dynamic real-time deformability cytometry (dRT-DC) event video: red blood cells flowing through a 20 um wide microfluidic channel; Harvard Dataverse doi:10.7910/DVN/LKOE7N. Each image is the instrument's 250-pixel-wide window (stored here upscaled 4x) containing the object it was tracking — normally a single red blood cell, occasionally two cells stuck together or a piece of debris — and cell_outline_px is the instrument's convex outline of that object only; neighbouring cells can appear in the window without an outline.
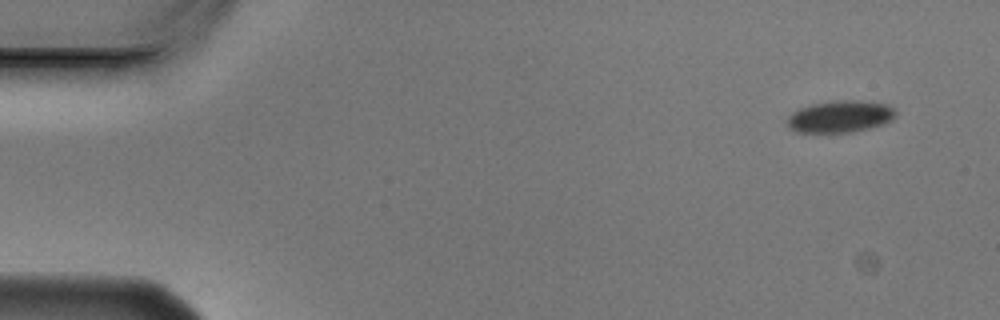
{"species": "Egyptian fruit bat (a non-hibernating species)", "species_latin": "Rousettus aegyptiacus", "temperature_condition": "cold", "stored_images_in_passage": 7, "camera_frame_rate_fps": 3000, "um_per_image_px": 0.085, "animal": {"sex": "male"}, "frame": {"image": 1, "passage_image": 1, "time_ms": 0.0, "image_size_px": [1000, 320], "cell_outline_px": [[896, 116], [892, 120], [884, 124], [852, 132], [796, 132], [788, 124], [788, 116], [792, 112], [800, 108], [812, 104], [844, 100], [888, 104], [896, 112]], "centroid_in_image_um": [71.43, 9.92], "position_along_channel_um": 13.6, "area_um2": 19.77}}
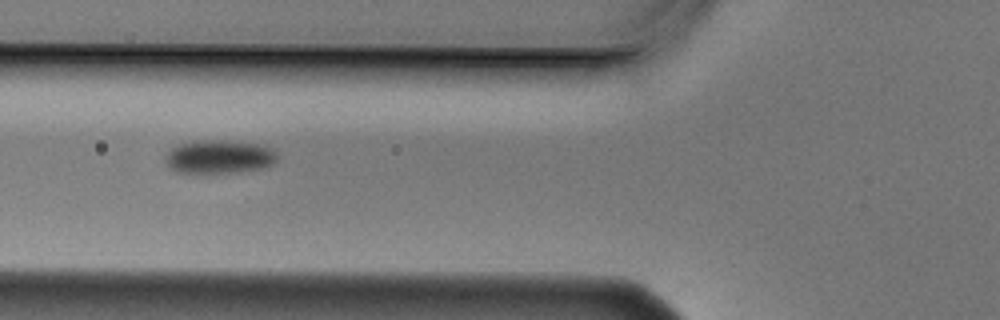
{"frame": {"image": 2, "passage_image": 6, "time_ms": 1.667, "image_size_px": [1000, 320], "cell_outline_px": [[280, 156], [272, 164], [264, 168], [240, 172], [176, 172], [168, 168], [164, 160], [164, 156], [172, 148], [180, 144], [204, 140], [224, 140], [256, 144], [272, 148]], "centroid_in_image_um": [18.64, 13.33], "position_along_channel_um": 107.2, "area_um2": 21.85}}
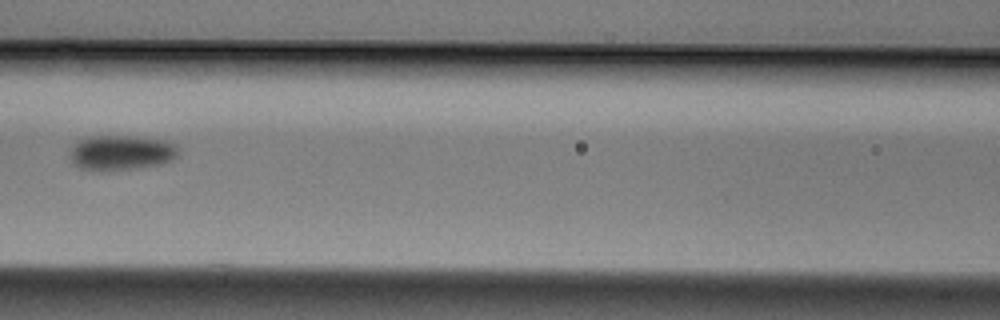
{"frame": {"image": 3, "passage_image": 7, "time_ms": 2.0, "image_size_px": [1000, 320], "cell_outline_px": [[180, 156], [164, 164], [136, 168], [104, 172], [100, 172], [80, 168], [72, 164], [68, 156], [68, 152], [72, 144], [76, 140], [88, 136], [136, 136], [164, 140], [176, 144], [180, 148]], "centroid_in_image_um": [10.27, 12.99], "position_along_channel_um": 156.3, "area_um2": 23.18}}